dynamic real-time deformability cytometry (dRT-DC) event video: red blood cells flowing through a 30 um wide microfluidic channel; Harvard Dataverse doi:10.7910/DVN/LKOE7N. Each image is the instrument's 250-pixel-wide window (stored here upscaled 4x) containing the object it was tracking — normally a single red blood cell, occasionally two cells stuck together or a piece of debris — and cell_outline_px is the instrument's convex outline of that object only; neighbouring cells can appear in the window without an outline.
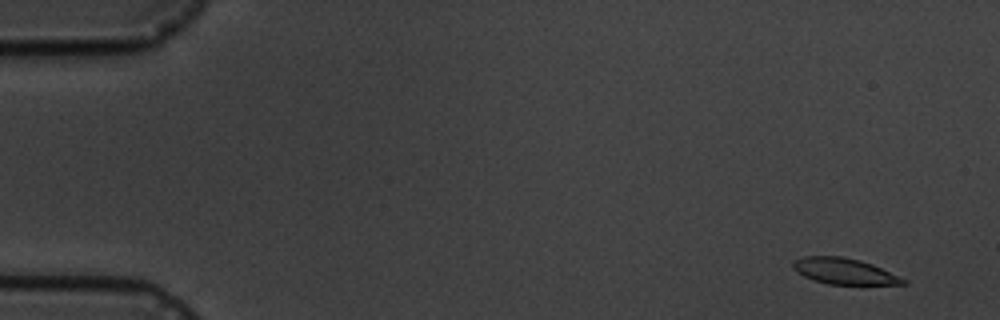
{"species": "common noctule bat (a hibernating species)", "species_latin": "Nyctalus noctula", "temperature_condition": "cold", "stored_images_in_passage": 5, "camera_frame_rate_fps": 3000, "um_per_image_px": 0.085, "animal": {"sex": "male", "body_mass_g": 19.5, "forearm_length_mm": 54.6}, "frame": {"image": 1, "passage_image": 1, "time_ms": 0.0, "image_size_px": [1000, 320], "cell_outline_px": [[908, 284], [860, 288], [828, 284], [812, 280], [796, 272], [792, 268], [792, 260], [804, 256], [840, 256], [860, 260], [872, 264], [908, 280]], "centroid_in_image_um": [71.84, 23.12], "position_along_channel_um": 13.2, "area_um2": 17.92}}
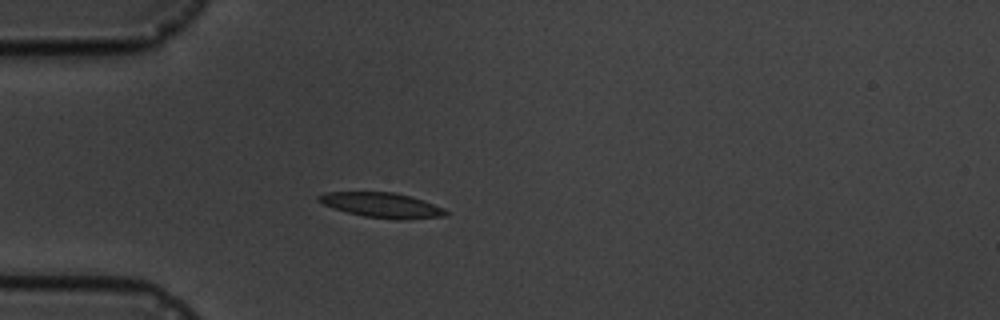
{"frame": {"image": 2, "passage_image": 4, "time_ms": 4.333, "image_size_px": [1000, 320], "cell_outline_px": [[448, 212], [444, 216], [408, 220], [396, 220], [364, 216], [348, 212], [324, 204], [316, 200], [316, 196], [328, 192], [392, 192], [408, 196], [444, 208]], "centroid_in_image_um": [32.46, 17.45], "position_along_channel_um": 52.5, "area_um2": 18.21}}